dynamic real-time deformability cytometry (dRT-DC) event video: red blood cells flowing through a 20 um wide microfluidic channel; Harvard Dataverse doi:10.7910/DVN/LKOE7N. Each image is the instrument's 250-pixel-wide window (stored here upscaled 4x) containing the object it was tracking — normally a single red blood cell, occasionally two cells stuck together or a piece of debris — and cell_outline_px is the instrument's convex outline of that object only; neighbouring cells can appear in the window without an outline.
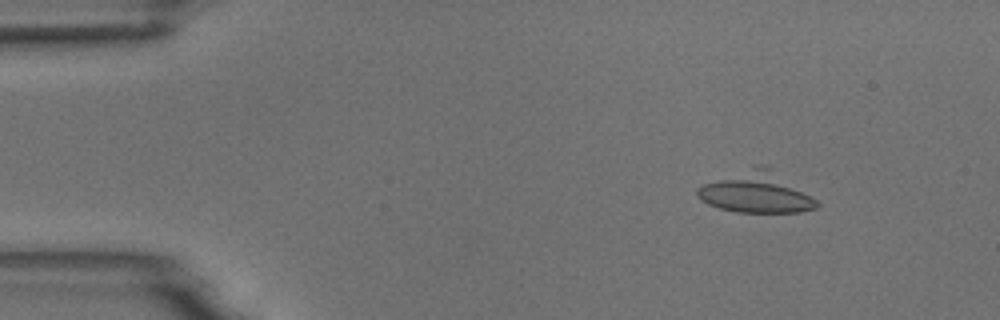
{"species": "common noctule bat (a hibernating species)", "species_latin": "Nyctalus noctula", "temperature_condition": "room temperature", "stored_images_in_passage": 6, "camera_frame_rate_fps": 3000, "um_per_image_px": 0.085, "animal": {"sex": "male", "body_mass_g": 18.8}, "frame": {"image": 1, "passage_image": 2, "time_ms": 1.0, "image_size_px": [1000, 320], "cell_outline_px": [[820, 204], [816, 208], [800, 212], [736, 212], [720, 208], [708, 204], [700, 200], [696, 196], [696, 188], [704, 184], [752, 164], [768, 164], [816, 200]], "centroid_in_image_um": [64.26, 16.32], "position_along_channel_um": 20.7, "area_um2": 28.78}}
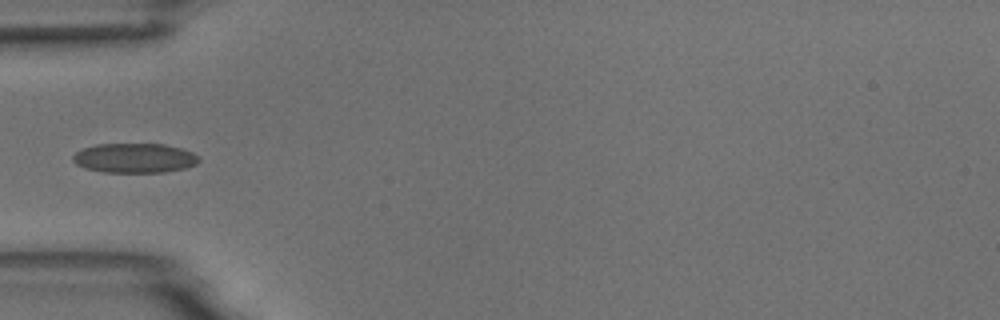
{"frame": {"image": 2, "passage_image": 5, "time_ms": 4.667, "image_size_px": [1000, 320], "cell_outline_px": [[200, 160], [196, 164], [184, 168], [164, 172], [104, 172], [84, 168], [76, 164], [72, 160], [72, 156], [76, 152], [84, 148], [96, 144], [164, 144], [180, 148], [192, 152], [200, 156]], "centroid_in_image_um": [11.43, 13.43], "position_along_channel_um": 73.6, "area_um2": 21.73}}